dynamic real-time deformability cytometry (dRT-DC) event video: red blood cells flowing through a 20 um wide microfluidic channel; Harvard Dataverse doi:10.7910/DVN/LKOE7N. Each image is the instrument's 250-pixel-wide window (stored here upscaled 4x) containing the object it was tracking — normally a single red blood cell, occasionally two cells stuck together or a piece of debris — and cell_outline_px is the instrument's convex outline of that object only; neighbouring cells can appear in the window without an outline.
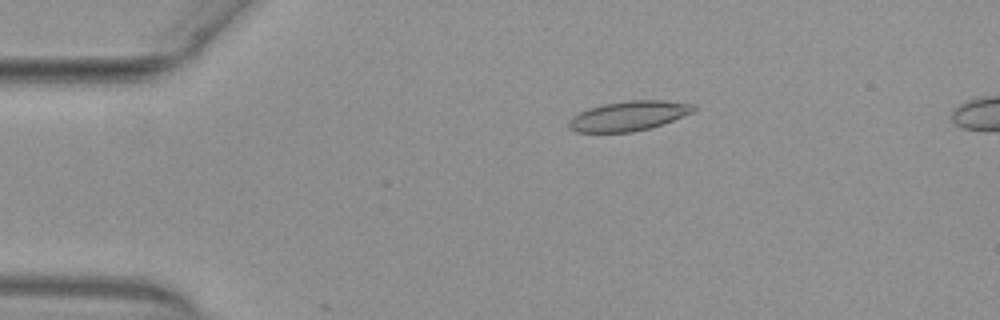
{"species": "common noctule bat (a hibernating species)", "species_latin": "Nyctalus noctula", "temperature_condition": "warm", "stored_images_in_passage": 12, "camera_frame_rate_fps": 3000, "um_per_image_px": 0.085, "animal": {"sex": "female", "body_mass_g": 29.2, "forearm_length_mm": 56.3}, "frame": {"image": 1, "passage_image": 11, "time_ms": 3.333, "image_size_px": [1000, 320], "cell_outline_px": [[696, 108], [692, 112], [664, 124], [652, 128], [632, 132], [576, 132], [568, 128], [568, 120], [572, 116], [588, 108], [604, 104], [628, 100], [668, 100], [696, 104]], "centroid_in_image_um": [53.45, 9.85], "position_along_channel_um": 31.6, "area_um2": 21.85}}